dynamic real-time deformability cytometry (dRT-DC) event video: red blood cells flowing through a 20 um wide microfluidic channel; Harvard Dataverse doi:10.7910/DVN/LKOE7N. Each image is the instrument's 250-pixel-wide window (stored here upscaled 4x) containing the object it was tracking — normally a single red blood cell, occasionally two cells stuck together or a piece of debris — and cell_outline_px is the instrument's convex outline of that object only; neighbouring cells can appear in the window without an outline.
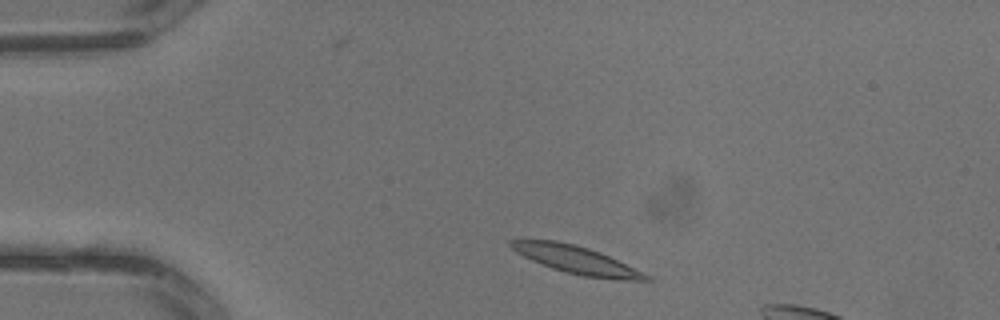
{"species": "common noctule bat (a hibernating species)", "species_latin": "Nyctalus noctula", "temperature_condition": "warm", "stored_images_in_passage": 2, "camera_frame_rate_fps": 3000, "um_per_image_px": 0.085, "animal": {"sex": "male", "body_mass_g": 13.3}, "frame": {"image": 1, "passage_image": 1, "time_ms": 0.0, "image_size_px": [1000, 320], "cell_outline_px": [[656, 280], [616, 280], [584, 276], [552, 268], [532, 260], [516, 252], [508, 244], [508, 240], [556, 240], [588, 248], [600, 252], [652, 276]], "centroid_in_image_um": [49.04, 22.1], "position_along_channel_um": 36.0, "area_um2": 21.62}}